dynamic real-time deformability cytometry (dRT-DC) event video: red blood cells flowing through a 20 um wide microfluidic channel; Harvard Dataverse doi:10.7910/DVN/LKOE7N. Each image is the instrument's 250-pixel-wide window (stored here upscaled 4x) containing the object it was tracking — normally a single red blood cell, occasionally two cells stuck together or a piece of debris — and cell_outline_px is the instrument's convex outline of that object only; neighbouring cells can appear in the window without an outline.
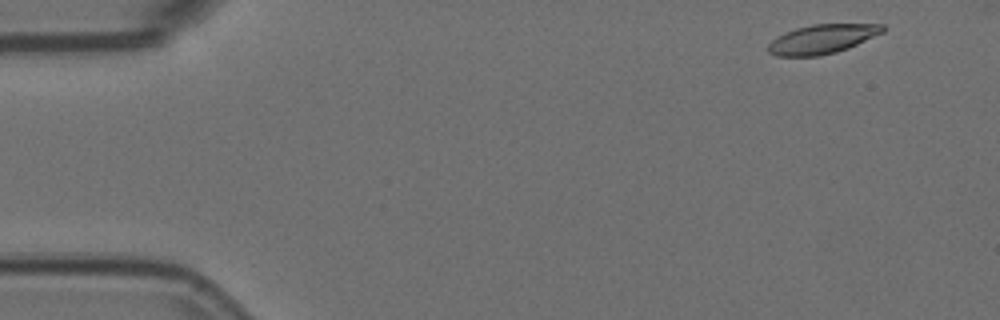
{"species": "Egyptian fruit bat (a non-hibernating species)", "species_latin": "Rousettus aegyptiacus", "temperature_condition": "room temperature", "stored_images_in_passage": 5, "camera_frame_rate_fps": 3000, "um_per_image_px": 0.085, "animal": {"sex": "female"}, "frame": {"image": 1, "passage_image": 1, "time_ms": 0.0, "image_size_px": [1000, 320], "cell_outline_px": [[884, 32], [848, 48], [836, 52], [820, 56], [776, 56], [768, 52], [768, 44], [776, 36], [784, 32], [796, 28], [812, 24], [884, 24]], "centroid_in_image_um": [69.86, 3.32], "position_along_channel_um": 15.1, "area_um2": 19.54}}
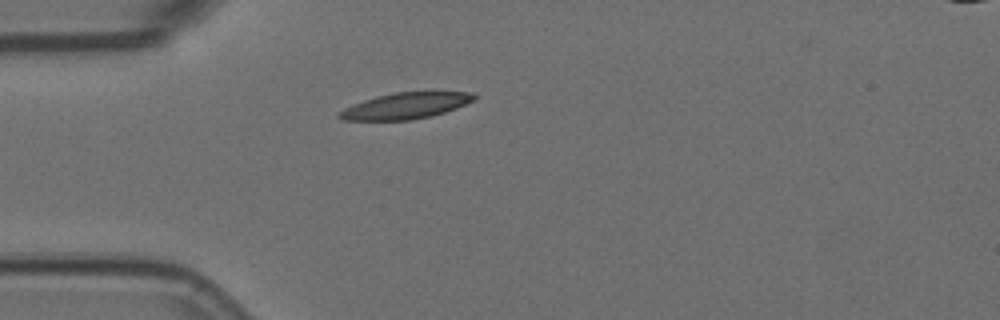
{"frame": {"image": 2, "passage_image": 4, "time_ms": 1.0, "image_size_px": [1000, 320], "cell_outline_px": [[476, 96], [472, 100], [456, 108], [432, 116], [408, 120], [344, 120], [336, 116], [344, 108], [352, 104], [376, 96], [392, 92], [432, 88], [472, 92]], "centroid_in_image_um": [34.55, 8.92], "position_along_channel_um": 50.4, "area_um2": 21.5}}